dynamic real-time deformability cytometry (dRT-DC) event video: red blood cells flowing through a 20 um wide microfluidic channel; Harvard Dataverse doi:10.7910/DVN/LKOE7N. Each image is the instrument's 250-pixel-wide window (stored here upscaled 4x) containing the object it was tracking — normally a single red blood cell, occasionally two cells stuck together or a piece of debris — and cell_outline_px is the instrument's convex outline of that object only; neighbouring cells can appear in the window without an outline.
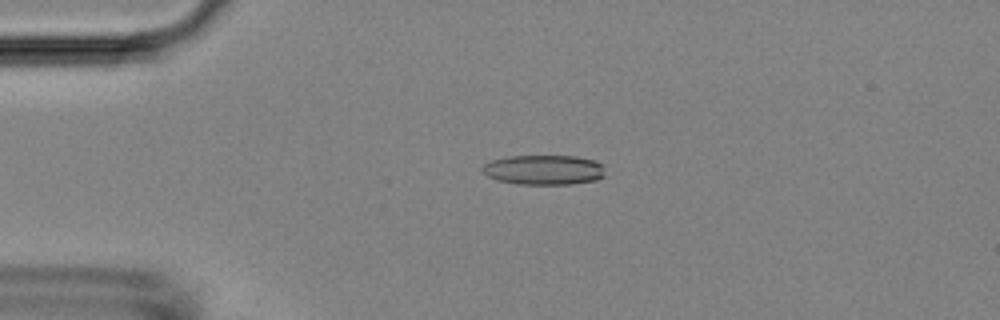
{"species": "Egyptian fruit bat (a non-hibernating species)", "species_latin": "Rousettus aegyptiacus", "temperature_condition": "room temperature", "stored_images_in_passage": 51, "camera_frame_rate_fps": 3000, "um_per_image_px": 0.085, "animal": {"sex": "female"}, "frame": {"image": 1, "passage_image": 11, "time_ms": 3.333, "image_size_px": [1000, 320], "cell_outline_px": [[604, 176], [596, 180], [572, 184], [516, 184], [496, 180], [488, 176], [480, 168], [484, 164], [492, 160], [512, 156], [576, 156], [596, 160], [604, 164]], "centroid_in_image_um": [46.26, 14.44], "position_along_channel_um": 38.7, "area_um2": 21.5}}
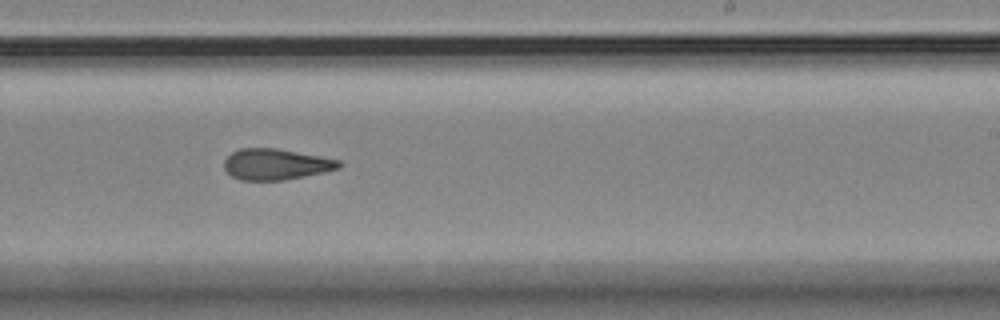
{"frame": {"image": 2, "passage_image": 31, "time_ms": 10.0, "image_size_px": [1000, 320], "cell_outline_px": [[344, 164], [340, 168], [324, 172], [284, 180], [240, 180], [232, 176], [224, 168], [224, 160], [232, 152], [240, 148], [276, 148], [320, 156], [340, 160]], "centroid_in_image_um": [23.47, 13.96], "position_along_channel_um": 265.5, "area_um2": 20.75}}
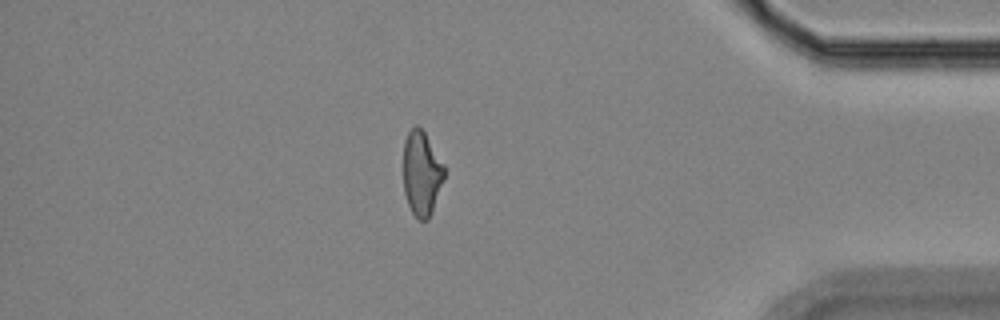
{"frame": {"image": 3, "passage_image": 44, "time_ms": 14.333, "image_size_px": [1000, 320], "cell_outline_px": [[444, 180], [432, 212], [428, 220], [420, 220], [412, 212], [408, 204], [404, 192], [404, 140], [408, 132], [416, 124], [424, 132], [444, 164]], "centroid_in_image_um": [35.84, 14.74], "position_along_channel_um": 399.4, "area_um2": 20.06}, "authors_computed_cell_mechanics": {"area_um2": 21.2704, "velocity_mm_per_s": 3.8487, "shape_relaxation_time_tau1_ms": null, "shape_relaxation_time_tau2_ms": 2.7842, "deformation_change_tau1": null, "deformation_change_tau2": 0.1244}}